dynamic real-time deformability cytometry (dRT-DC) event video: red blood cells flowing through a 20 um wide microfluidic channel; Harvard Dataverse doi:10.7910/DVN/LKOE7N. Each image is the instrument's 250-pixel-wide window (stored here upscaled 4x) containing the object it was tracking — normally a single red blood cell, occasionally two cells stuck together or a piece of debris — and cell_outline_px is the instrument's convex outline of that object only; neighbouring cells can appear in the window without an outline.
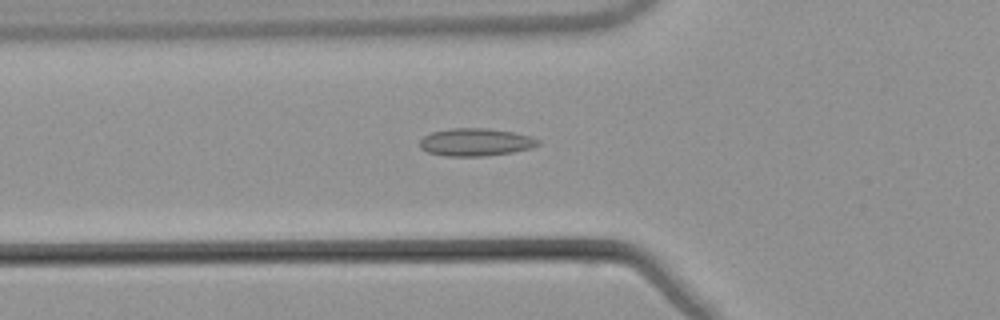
{"species": "common noctule bat (a hibernating species)", "species_latin": "Nyctalus noctula", "temperature_condition": "warm", "stored_images_in_passage": 55, "camera_frame_rate_fps": 3000, "um_per_image_px": 0.085, "animal": {"sex": "male", "body_mass_g": 21.5, "forearm_length_mm": 52.0}, "frame": {"image": 1, "passage_image": 20, "time_ms": 6.333, "image_size_px": [1000, 320], "cell_outline_px": [[540, 144], [532, 148], [512, 152], [484, 156], [444, 156], [428, 152], [420, 148], [420, 140], [424, 136], [432, 132], [448, 128], [484, 128], [512, 132], [528, 136], [540, 140]], "centroid_in_image_um": [40.4, 12.08], "position_along_channel_um": 85.4, "area_um2": 19.02}}
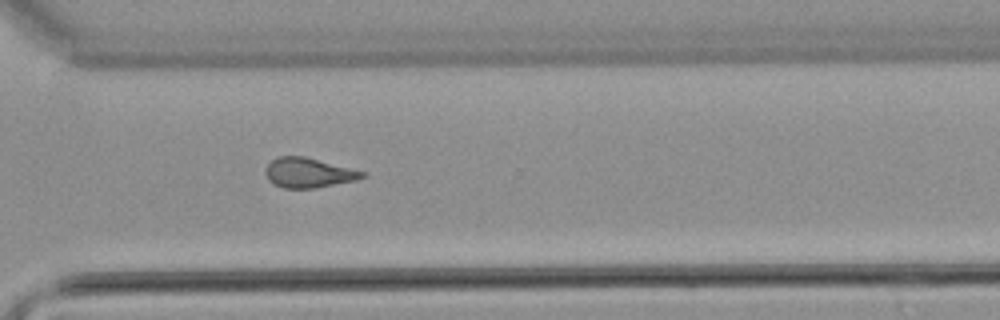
{"frame": {"image": 2, "passage_image": 40, "time_ms": 13.0, "image_size_px": [1000, 320], "cell_outline_px": [[368, 176], [356, 180], [316, 188], [284, 188], [268, 180], [264, 172], [268, 164], [272, 160], [280, 156], [304, 156], [364, 172]], "centroid_in_image_um": [26.21, 14.69], "position_along_channel_um": 344.4, "area_um2": 16.59}}
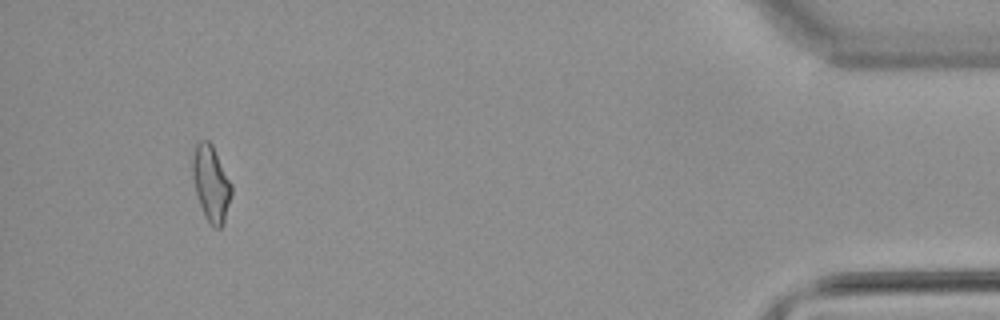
{"frame": {"image": 3, "passage_image": 51, "time_ms": 16.667, "image_size_px": [1000, 320], "cell_outline_px": [[232, 192], [224, 224], [220, 228], [216, 228], [204, 216], [196, 192], [192, 176], [192, 156], [196, 144], [200, 140], [208, 140], [212, 144], [232, 184]], "centroid_in_image_um": [17.94, 15.57], "position_along_channel_um": 417.3, "area_um2": 17.17}}